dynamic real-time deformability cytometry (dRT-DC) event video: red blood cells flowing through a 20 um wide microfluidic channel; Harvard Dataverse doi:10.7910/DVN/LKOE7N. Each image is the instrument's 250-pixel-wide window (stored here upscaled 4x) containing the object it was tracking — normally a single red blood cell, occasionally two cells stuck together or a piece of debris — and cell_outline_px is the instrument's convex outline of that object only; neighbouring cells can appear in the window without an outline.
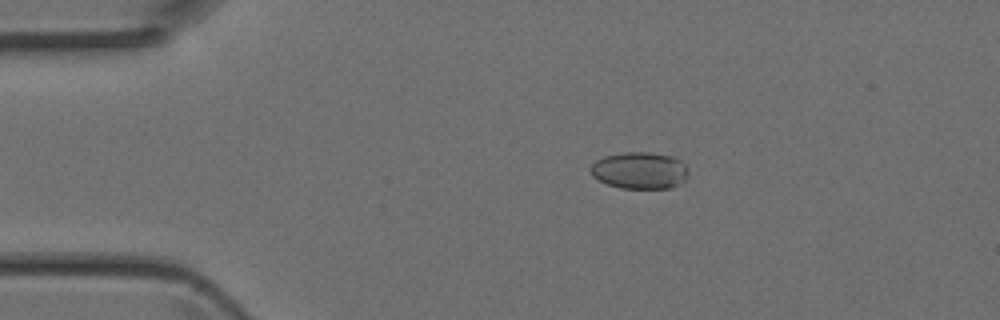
{"species": "Egyptian fruit bat (a non-hibernating species)", "species_latin": "Rousettus aegyptiacus", "temperature_condition": "room temperature", "stored_images_in_passage": 4, "camera_frame_rate_fps": 3000, "um_per_image_px": 0.085, "animal": {"sex": "female"}, "frame": {"image": 1, "passage_image": 2, "time_ms": 0.333, "image_size_px": [1000, 320], "cell_outline_px": [[688, 172], [684, 180], [680, 184], [672, 188], [620, 188], [608, 184], [592, 176], [588, 168], [596, 160], [604, 156], [624, 152], [648, 152], [672, 156], [680, 160], [688, 168]], "centroid_in_image_um": [54.36, 14.48], "position_along_channel_um": 30.6, "area_um2": 21.1}}